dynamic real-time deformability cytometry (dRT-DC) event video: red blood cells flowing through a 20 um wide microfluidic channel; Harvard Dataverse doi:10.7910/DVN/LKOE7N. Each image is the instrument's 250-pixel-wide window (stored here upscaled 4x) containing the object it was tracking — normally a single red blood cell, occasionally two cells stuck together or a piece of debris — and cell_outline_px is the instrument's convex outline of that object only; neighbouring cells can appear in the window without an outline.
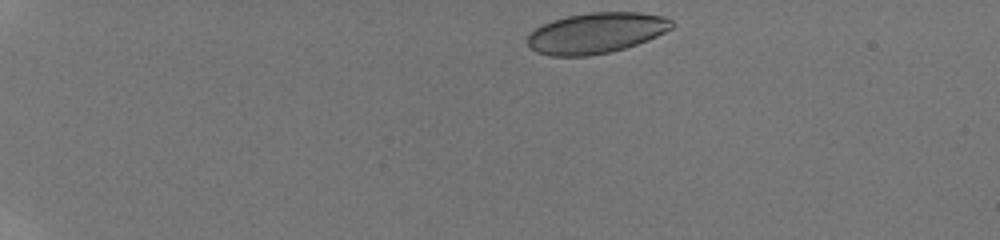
{"species": "human", "species_latin": "Homo sapiens", "temperature_condition": "room temperature", "stored_images_in_passage": 5, "camera_frame_rate_fps": 3000, "um_per_image_px": 0.085, "donor": {"sex": "male"}, "frame": {"image": 1, "passage_image": 1, "time_ms": 0.0, "image_size_px": [1000, 240], "cell_outline_px": [[672, 28], [648, 40], [612, 52], [588, 56], [552, 56], [536, 52], [528, 44], [528, 36], [536, 28], [552, 20], [568, 16], [588, 12], [640, 12], [668, 16], [672, 20]], "centroid_in_image_um": [50.7, 2.8], "position_along_channel_um": 34.3, "area_um2": 34.22}}
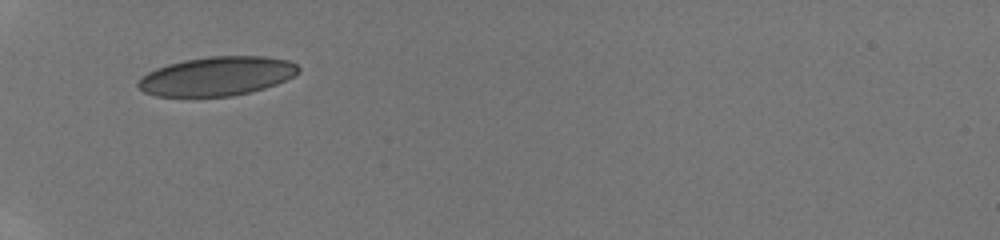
{"frame": {"image": 2, "passage_image": 4, "time_ms": 3.0, "image_size_px": [1000, 240], "cell_outline_px": [[300, 72], [276, 84], [252, 92], [232, 96], [156, 96], [144, 92], [136, 84], [148, 72], [156, 68], [168, 64], [184, 60], [208, 56], [264, 56], [288, 60], [296, 64], [300, 68]], "centroid_in_image_um": [18.46, 6.47], "position_along_channel_um": 66.5, "area_um2": 36.36}}